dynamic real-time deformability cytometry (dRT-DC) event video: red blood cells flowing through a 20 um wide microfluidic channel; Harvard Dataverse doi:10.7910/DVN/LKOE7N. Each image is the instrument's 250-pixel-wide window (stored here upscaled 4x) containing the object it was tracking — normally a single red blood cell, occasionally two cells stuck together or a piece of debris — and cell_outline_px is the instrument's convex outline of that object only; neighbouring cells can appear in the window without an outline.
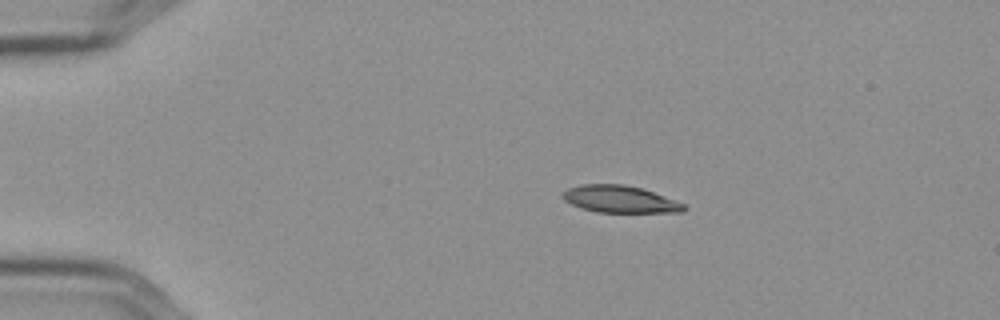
{"species": "Egyptian fruit bat (a non-hibernating species)", "species_latin": "Rousettus aegyptiacus", "temperature_condition": "cold", "stored_images_in_passage": 46, "camera_frame_rate_fps": 3000, "um_per_image_px": 0.085, "frame": {"image": 1, "passage_image": 1, "time_ms": 0.0, "image_size_px": [1000, 320], "cell_outline_px": [[688, 208], [684, 212], [596, 212], [580, 208], [564, 200], [564, 192], [568, 188], [580, 184], [624, 184], [644, 188], [684, 204]], "centroid_in_image_um": [52.71, 16.93], "position_along_channel_um": 32.3, "area_um2": 19.13}}
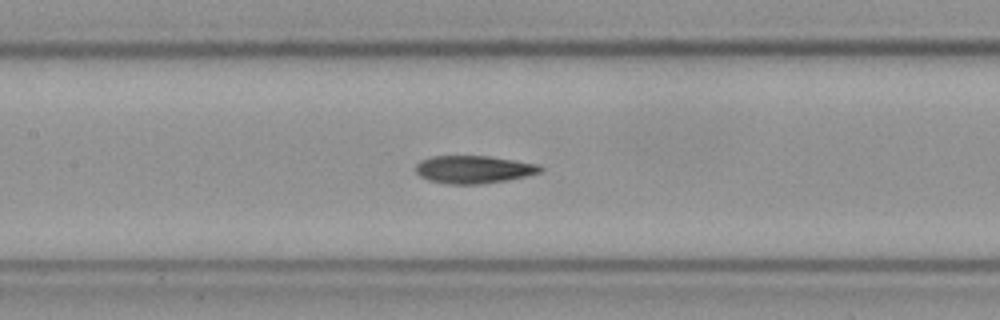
{"frame": {"image": 2, "passage_image": 17, "time_ms": 5.333, "image_size_px": [1000, 320], "cell_outline_px": [[544, 168], [540, 172], [508, 180], [480, 184], [448, 184], [428, 180], [420, 176], [416, 172], [416, 164], [420, 160], [432, 156], [488, 156], [516, 160], [540, 164]], "centroid_in_image_um": [40.26, 14.4], "position_along_channel_um": 167.1, "area_um2": 20.23}}
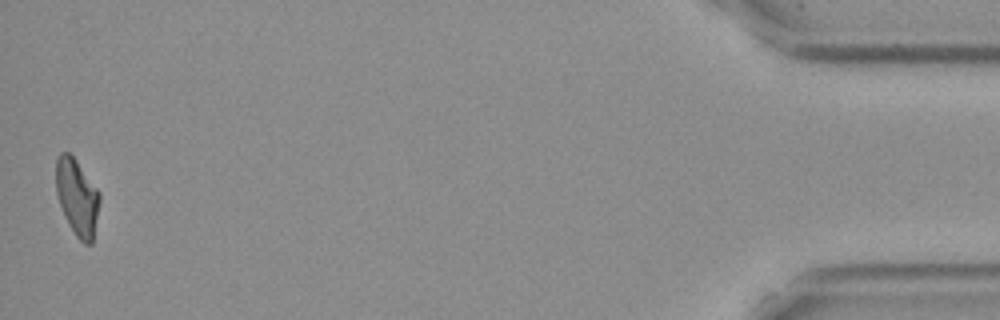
{"frame": {"image": 3, "passage_image": 46, "time_ms": 15.0, "image_size_px": [1000, 320], "cell_outline_px": [[100, 200], [92, 244], [84, 244], [76, 236], [68, 224], [60, 204], [56, 192], [56, 160], [60, 152], [68, 152], [76, 160], [100, 192]], "centroid_in_image_um": [6.56, 16.76], "position_along_channel_um": 428.6, "area_um2": 19.36}, "authors_computed_cell_mechanics": {"area_um2": 20.2011, "velocity_mm_per_s": 3.6019, "shape_relaxation_time_tau1_ms": 6.9049, "shape_relaxation_time_tau2_ms": 2.8376, "deformation_change_tau1": 0.2104, "deformation_change_tau2": 0.0995}}